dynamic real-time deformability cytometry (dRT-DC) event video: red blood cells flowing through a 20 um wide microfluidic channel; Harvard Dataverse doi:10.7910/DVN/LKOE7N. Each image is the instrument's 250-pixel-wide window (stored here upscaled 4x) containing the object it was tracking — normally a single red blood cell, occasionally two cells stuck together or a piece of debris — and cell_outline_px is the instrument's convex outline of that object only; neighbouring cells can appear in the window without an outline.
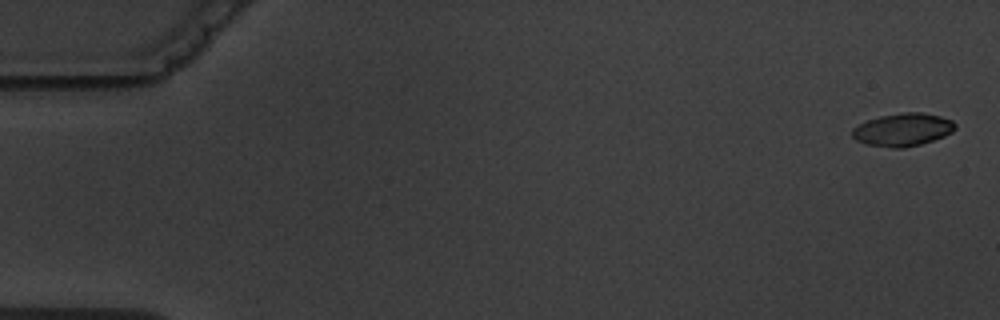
{"species": "common noctule bat (a hibernating species)", "species_latin": "Nyctalus noctula", "temperature_condition": "warm", "stored_images_in_passage": 7, "camera_frame_rate_fps": 3000, "um_per_image_px": 0.085, "animal": {"sex": "male", "body_mass_g": 19.5, "forearm_length_mm": 54.6}, "frame": {"image": 1, "passage_image": 1, "time_ms": 0.0, "image_size_px": [1000, 320], "cell_outline_px": [[956, 128], [952, 132], [944, 136], [920, 144], [904, 148], [892, 148], [864, 144], [856, 140], [852, 136], [852, 128], [868, 120], [880, 116], [900, 112], [920, 112], [940, 116], [952, 120], [956, 124]], "centroid_in_image_um": [76.73, 11.02], "position_along_channel_um": 8.3, "area_um2": 19.77}}
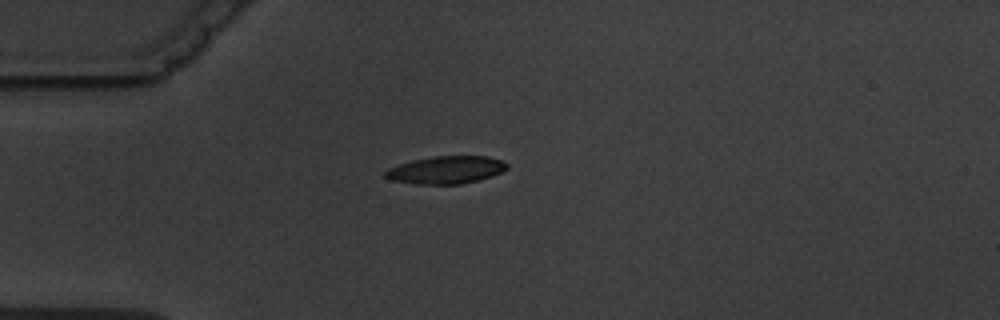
{"frame": {"image": 2, "passage_image": 5, "time_ms": 4.667, "image_size_px": [1000, 320], "cell_outline_px": [[508, 168], [492, 176], [460, 184], [416, 184], [392, 180], [384, 176], [384, 172], [388, 168], [412, 160], [436, 156], [488, 156], [500, 160], [508, 164]], "centroid_in_image_um": [37.9, 14.44], "position_along_channel_um": 47.1, "area_um2": 19.42}}